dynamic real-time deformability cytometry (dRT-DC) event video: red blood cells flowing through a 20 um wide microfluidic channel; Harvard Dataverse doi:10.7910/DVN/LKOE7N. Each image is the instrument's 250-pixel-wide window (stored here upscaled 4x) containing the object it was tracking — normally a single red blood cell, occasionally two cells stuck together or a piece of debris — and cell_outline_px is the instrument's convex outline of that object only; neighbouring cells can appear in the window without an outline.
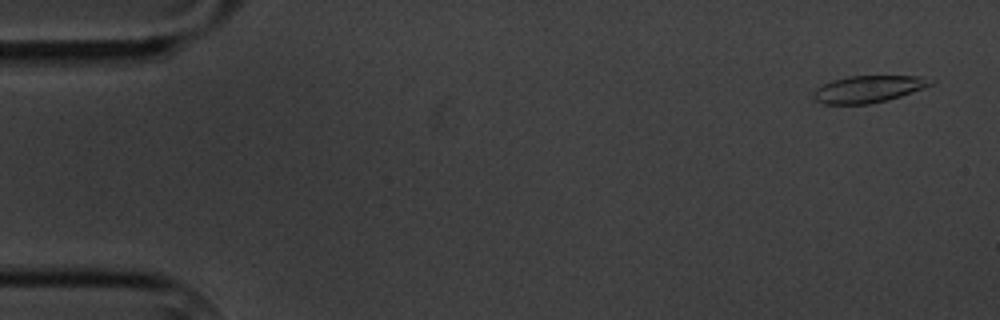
{"species": "common noctule bat (a hibernating species)", "species_latin": "Nyctalus noctula", "temperature_condition": "cold", "stored_images_in_passage": 4, "camera_frame_rate_fps": 3000, "um_per_image_px": 0.085, "animal": {"sex": "male", "body_mass_g": 20.1, "forearm_length_mm": 53.5}, "frame": {"image": 1, "passage_image": 1, "time_ms": 0.0, "image_size_px": [1000, 320], "cell_outline_px": [[936, 80], [932, 84], [912, 92], [888, 100], [868, 104], [824, 104], [812, 100], [812, 92], [816, 88], [832, 80], [848, 76], [920, 76]], "centroid_in_image_um": [73.76, 7.57], "position_along_channel_um": 11.2, "area_um2": 18.5}}